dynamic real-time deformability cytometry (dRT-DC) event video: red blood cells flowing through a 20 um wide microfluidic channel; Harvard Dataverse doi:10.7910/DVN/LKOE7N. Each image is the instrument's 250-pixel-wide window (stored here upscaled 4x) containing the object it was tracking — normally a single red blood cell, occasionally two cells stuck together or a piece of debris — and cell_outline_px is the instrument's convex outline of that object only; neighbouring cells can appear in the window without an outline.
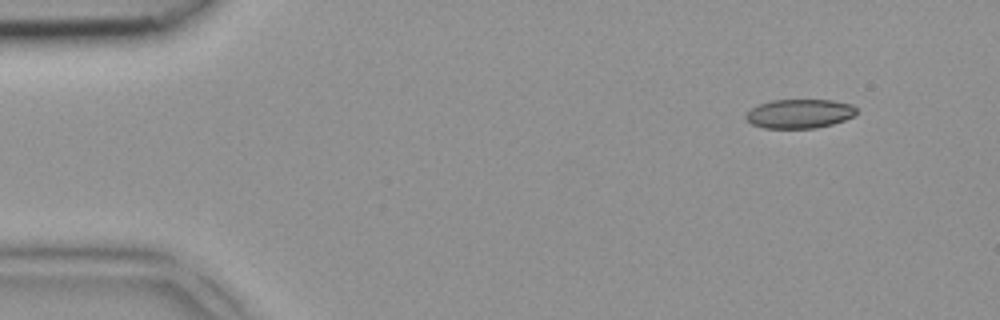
{"species": "common noctule bat (a hibernating species)", "species_latin": "Nyctalus noctula", "temperature_condition": "room temperature", "stored_images_in_passage": 5, "camera_frame_rate_fps": 3000, "um_per_image_px": 0.085, "animal": {"sex": "female", "body_mass_g": 18.4}, "frame": {"image": 1, "passage_image": 1, "time_ms": 0.0, "image_size_px": [1000, 320], "cell_outline_px": [[856, 112], [852, 116], [844, 120], [832, 124], [816, 128], [764, 128], [752, 124], [744, 116], [752, 108], [760, 104], [772, 100], [832, 100], [852, 104], [856, 108]], "centroid_in_image_um": [67.96, 9.66], "position_along_channel_um": 17.0, "area_um2": 18.61}}
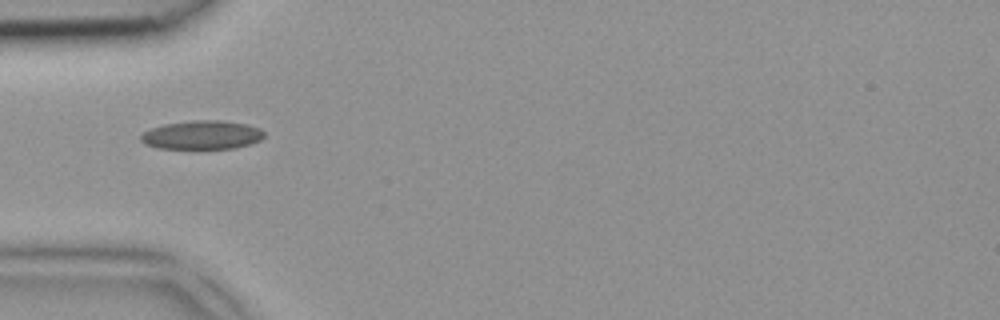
{"frame": {"image": 2, "passage_image": 4, "time_ms": 1.0, "image_size_px": [1000, 320], "cell_outline_px": [[264, 136], [260, 140], [252, 144], [232, 148], [160, 148], [144, 144], [140, 140], [140, 136], [144, 132], [152, 128], [164, 124], [192, 120], [220, 120], [244, 124], [260, 128], [264, 132]], "centroid_in_image_um": [17.17, 11.47], "position_along_channel_um": 67.8, "area_um2": 20.52}}